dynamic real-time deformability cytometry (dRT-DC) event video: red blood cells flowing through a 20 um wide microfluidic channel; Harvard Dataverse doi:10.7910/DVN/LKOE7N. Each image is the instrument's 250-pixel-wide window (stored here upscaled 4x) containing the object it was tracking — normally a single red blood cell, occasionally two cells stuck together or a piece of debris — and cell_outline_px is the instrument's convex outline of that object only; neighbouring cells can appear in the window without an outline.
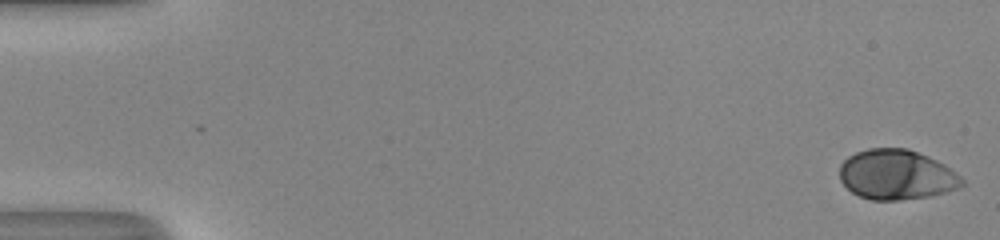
{"species": "human", "species_latin": "Homo sapiens", "temperature_condition": "room temperature", "stored_images_in_passage": 52, "camera_frame_rate_fps": 3000, "um_per_image_px": 0.085, "donor": {"sex": "male"}, "frame": {"image": 1, "passage_image": 1, "time_ms": 0.0, "image_size_px": [1000, 240], "cell_outline_px": [[964, 184], [956, 188], [944, 192], [928, 196], [900, 200], [872, 200], [860, 196], [852, 192], [840, 180], [840, 164], [848, 156], [856, 152], [868, 148], [908, 148], [928, 156], [944, 164], [956, 172], [964, 180]], "centroid_in_image_um": [76.19, 14.84], "position_along_channel_um": 8.8, "area_um2": 35.55}}
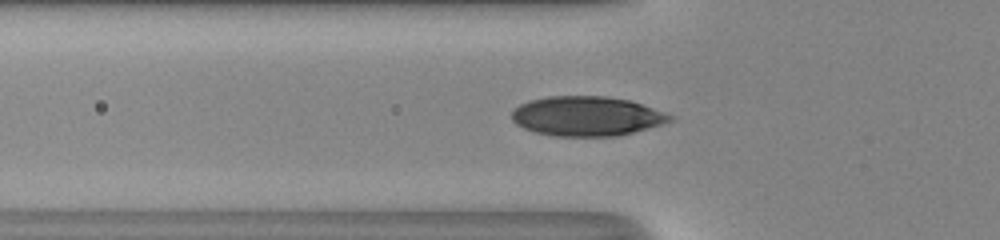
{"frame": {"image": 2, "passage_image": 19, "time_ms": 6.0, "image_size_px": [1000, 240], "cell_outline_px": [[676, 116], [672, 120], [660, 124], [620, 136], [556, 136], [536, 132], [524, 128], [516, 124], [512, 120], [512, 112], [520, 104], [528, 100], [548, 96], [608, 96], [628, 100]], "centroid_in_image_um": [49.85, 9.87], "position_along_channel_um": 75.9, "area_um2": 36.36}}
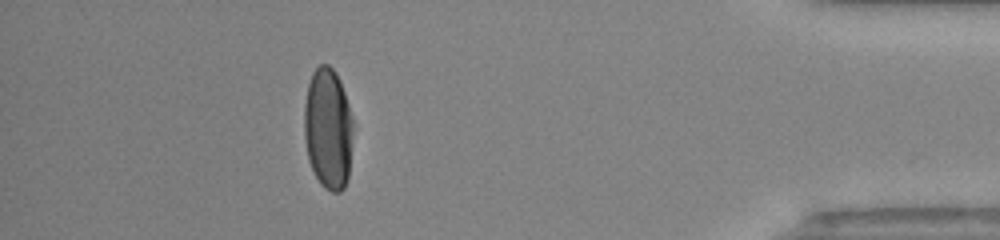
{"frame": {"image": 3, "passage_image": 47, "time_ms": 15.333, "image_size_px": [1000, 240], "cell_outline_px": [[352, 132], [348, 176], [344, 188], [340, 192], [332, 192], [324, 188], [320, 184], [308, 160], [304, 136], [304, 104], [308, 84], [312, 72], [320, 64], [328, 64], [336, 72], [340, 80], [348, 104], [352, 120]], "centroid_in_image_um": [27.86, 10.93], "position_along_channel_um": 407.3, "area_um2": 34.56}, "authors_computed_cell_mechanics": {"area_um2": 35.7493, "velocity_mm_per_s": 4.0602, "shape_relaxation_time_tau1_ms": 4.0532, "shape_relaxation_time_tau2_ms": null, "deformation_change_tau1": 0.2006, "deformation_change_tau2": null}}